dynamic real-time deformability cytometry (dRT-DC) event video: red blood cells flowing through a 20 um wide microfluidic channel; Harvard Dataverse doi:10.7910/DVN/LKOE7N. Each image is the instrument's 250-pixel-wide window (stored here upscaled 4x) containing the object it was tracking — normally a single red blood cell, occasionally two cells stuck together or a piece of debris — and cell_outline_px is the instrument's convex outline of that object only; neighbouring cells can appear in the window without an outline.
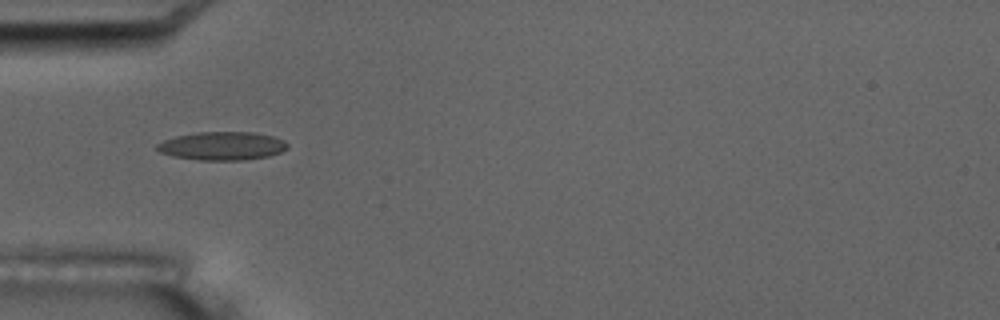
{"species": "common noctule bat (a hibernating species)", "species_latin": "Nyctalus noctula", "temperature_condition": "room temperature", "stored_images_in_passage": 5, "camera_frame_rate_fps": 3000, "um_per_image_px": 0.085, "animal": {"sex": "male", "body_mass_g": 17.5, "forearm_length_mm": 52.3}, "frame": {"image": 1, "passage_image": 2, "time_ms": 1.0, "image_size_px": [1000, 320], "cell_outline_px": [[288, 148], [280, 152], [268, 156], [244, 160], [200, 160], [176, 156], [160, 152], [156, 148], [156, 144], [164, 140], [176, 136], [196, 132], [252, 132], [272, 136], [284, 140], [288, 144]], "centroid_in_image_um": [18.9, 12.4], "position_along_channel_um": 66.1, "area_um2": 21.44}}